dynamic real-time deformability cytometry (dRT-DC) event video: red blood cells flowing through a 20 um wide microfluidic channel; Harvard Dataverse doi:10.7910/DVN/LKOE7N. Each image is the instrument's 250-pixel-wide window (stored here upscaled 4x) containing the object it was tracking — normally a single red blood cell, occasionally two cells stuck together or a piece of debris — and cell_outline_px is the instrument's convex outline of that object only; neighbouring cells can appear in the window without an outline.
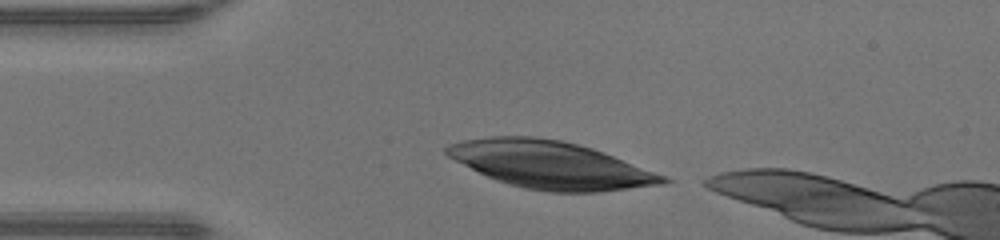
{"species": "human", "species_latin": "Homo sapiens", "temperature_condition": "warm", "stored_images_in_passage": 33, "camera_frame_rate_fps": 3000, "um_per_image_px": 0.085, "donor": {"sex": "male"}, "frame": {"image": 1, "passage_image": 1, "time_ms": 0.0, "image_size_px": [1000, 240], "cell_outline_px": [[672, 180], [660, 184], [596, 192], [548, 192], [524, 188], [508, 184], [496, 180], [448, 156], [444, 152], [444, 148], [452, 144], [464, 140], [492, 136], [532, 136], [560, 140], [592, 148], [604, 152], [664, 176]], "centroid_in_image_um": [46.77, 14.01], "position_along_channel_um": 38.2, "area_um2": 58.67}}
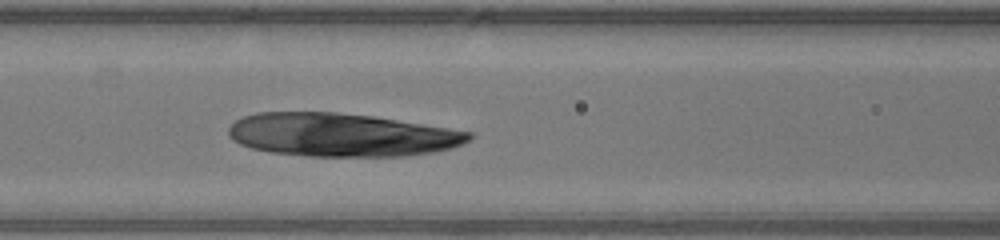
{"frame": {"image": 2, "passage_image": 10, "time_ms": 3.0, "image_size_px": [1000, 240], "cell_outline_px": [[472, 136], [468, 140], [452, 148], [432, 152], [404, 156], [308, 156], [272, 152], [252, 148], [240, 144], [232, 140], [228, 136], [228, 128], [236, 120], [244, 116], [256, 112], [336, 112], [372, 116], [448, 128], [472, 132]], "centroid_in_image_um": [28.97, 11.46], "position_along_channel_um": 137.6, "area_um2": 60.46}}
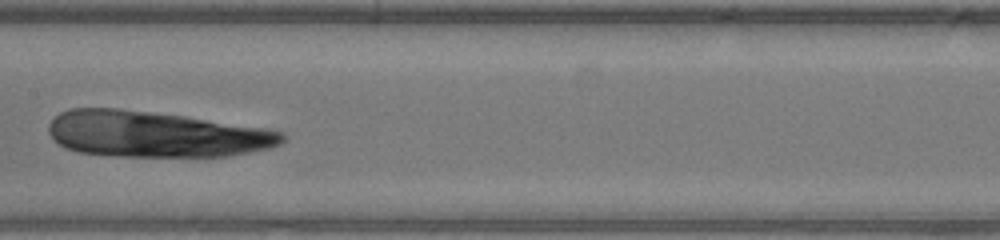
{"frame": {"image": 3, "passage_image": 14, "time_ms": 4.333, "image_size_px": [1000, 240], "cell_outline_px": [[284, 140], [280, 144], [268, 148], [228, 156], [120, 156], [80, 152], [64, 148], [48, 132], [48, 124], [60, 112], [68, 108], [120, 108], [184, 116], [264, 128], [280, 132], [284, 136]], "centroid_in_image_um": [13.17, 11.4], "position_along_channel_um": 194.2, "area_um2": 62.08}}